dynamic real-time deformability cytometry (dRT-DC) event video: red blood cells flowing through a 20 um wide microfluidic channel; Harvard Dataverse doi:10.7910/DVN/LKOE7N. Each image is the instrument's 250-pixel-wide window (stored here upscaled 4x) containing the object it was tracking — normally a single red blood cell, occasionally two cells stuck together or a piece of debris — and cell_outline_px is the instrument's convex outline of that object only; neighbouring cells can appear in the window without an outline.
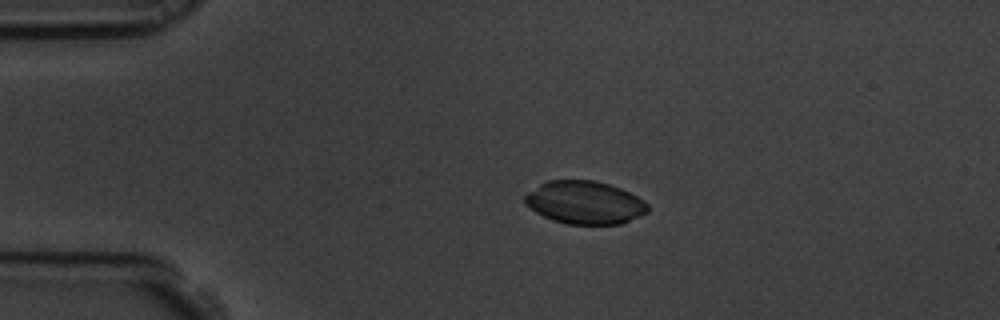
{"species": "common noctule bat (a hibernating species)", "species_latin": "Nyctalus noctula", "temperature_condition": "room temperature", "stored_images_in_passage": 4, "camera_frame_rate_fps": 3000, "um_per_image_px": 0.085, "animal": {"sex": "male", "body_mass_g": 19.5, "forearm_length_mm": 54.6}, "frame": {"image": 1, "passage_image": 2, "time_ms": 0.333, "image_size_px": [1000, 320], "cell_outline_px": [[648, 212], [620, 224], [568, 224], [552, 220], [536, 212], [524, 204], [524, 196], [528, 192], [540, 184], [548, 180], [596, 180], [620, 188], [644, 200], [648, 204]], "centroid_in_image_um": [49.69, 17.21], "position_along_channel_um": 35.3, "area_um2": 30.69}}